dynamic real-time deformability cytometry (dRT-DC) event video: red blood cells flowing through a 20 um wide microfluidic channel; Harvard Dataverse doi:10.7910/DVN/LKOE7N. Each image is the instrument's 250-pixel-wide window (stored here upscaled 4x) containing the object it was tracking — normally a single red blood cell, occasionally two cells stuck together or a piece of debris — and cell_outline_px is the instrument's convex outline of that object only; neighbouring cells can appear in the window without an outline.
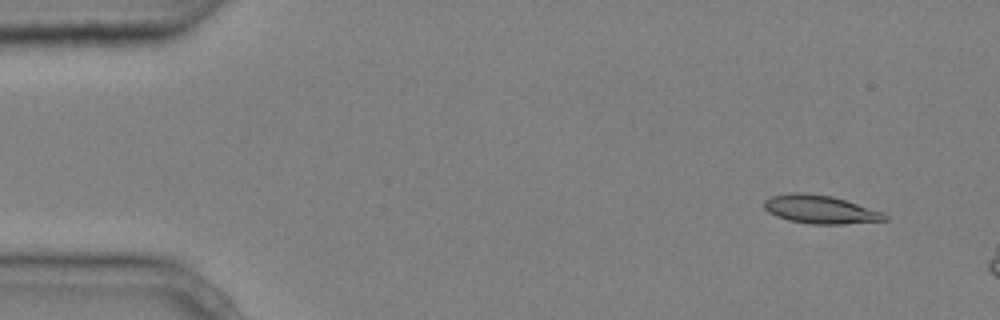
{"species": "common noctule bat (a hibernating species)", "species_latin": "Nyctalus noctula", "temperature_condition": "cold", "stored_images_in_passage": 5, "camera_frame_rate_fps": 3000, "um_per_image_px": 0.085, "animal": {"sex": "male", "body_mass_g": 20.4}, "frame": {"image": 1, "passage_image": 1, "time_ms": 0.0, "image_size_px": [1000, 320], "cell_outline_px": [[888, 220], [844, 224], [812, 224], [788, 220], [776, 216], [768, 212], [764, 208], [764, 200], [772, 196], [792, 192], [804, 192], [832, 196], [884, 212], [888, 216]], "centroid_in_image_um": [69.73, 17.8], "position_along_channel_um": 15.3, "area_um2": 20.0}}
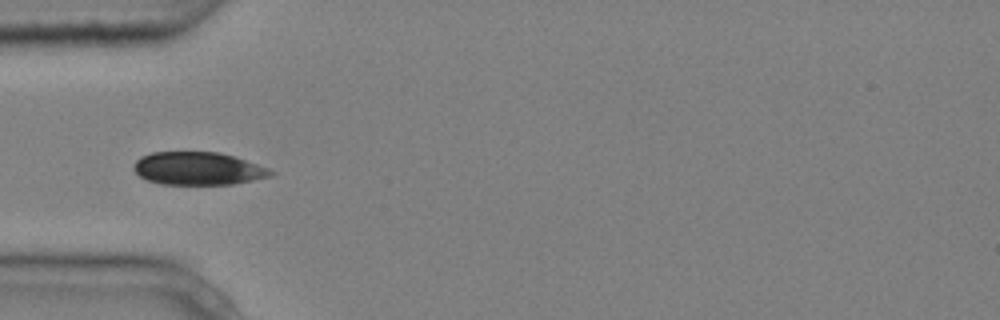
{"frame": {"image": 2, "passage_image": 3, "time_ms": 0.667, "image_size_px": [1000, 320], "cell_outline_px": [[276, 172], [272, 176], [232, 184], [164, 184], [148, 180], [140, 176], [132, 168], [136, 160], [140, 156], [152, 152], [216, 152], [232, 156], [268, 168]], "centroid_in_image_um": [16.81, 14.32], "position_along_channel_um": 68.2, "area_um2": 26.01}}
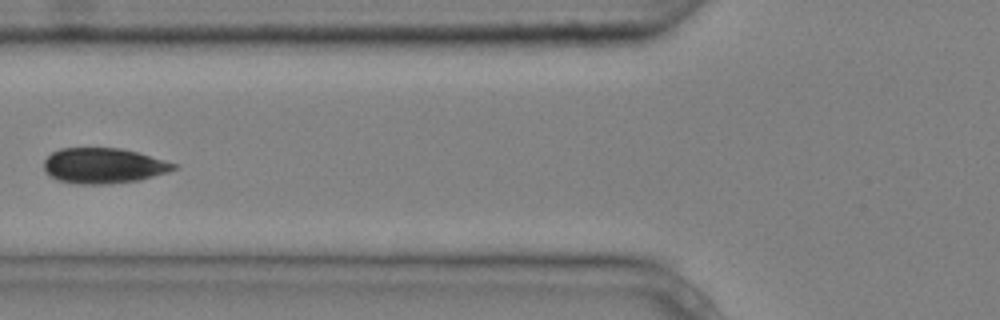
{"frame": {"image": 3, "passage_image": 4, "time_ms": 1.0, "image_size_px": [1000, 320], "cell_outline_px": [[180, 168], [168, 172], [140, 180], [108, 184], [76, 184], [56, 180], [48, 176], [44, 172], [44, 160], [52, 152], [60, 148], [120, 148], [136, 152], [180, 164]], "centroid_in_image_um": [8.8, 14.09], "position_along_channel_um": 117.0, "area_um2": 27.17}}